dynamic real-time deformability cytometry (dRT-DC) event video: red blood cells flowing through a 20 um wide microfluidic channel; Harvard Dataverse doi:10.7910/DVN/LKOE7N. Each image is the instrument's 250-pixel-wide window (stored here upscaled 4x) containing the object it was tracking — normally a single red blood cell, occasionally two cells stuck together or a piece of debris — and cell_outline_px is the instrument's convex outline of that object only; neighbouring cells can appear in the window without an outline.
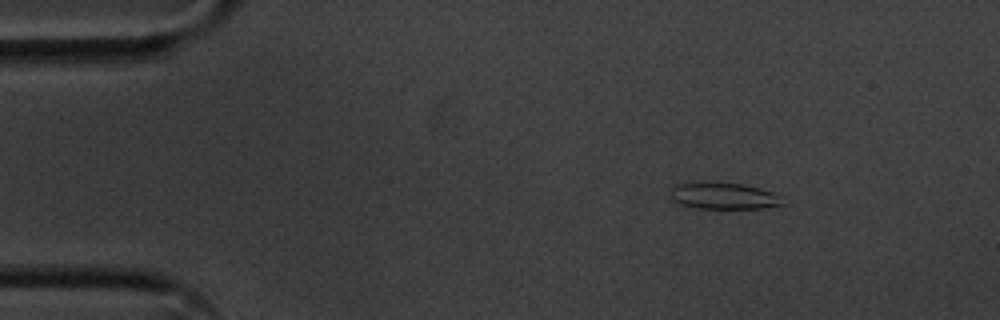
{"species": "common noctule bat (a hibernating species)", "species_latin": "Nyctalus noctula", "temperature_condition": "cold", "stored_images_in_passage": 50, "camera_frame_rate_fps": 3000, "um_per_image_px": 0.085, "animal": {"sex": "male", "body_mass_g": 20.1, "forearm_length_mm": 53.5}, "frame": {"image": 1, "passage_image": 2, "time_ms": 0.333, "image_size_px": [1000, 320], "cell_outline_px": [[784, 204], [764, 208], [696, 208], [680, 204], [672, 200], [672, 188], [676, 184], [740, 184], [760, 188], [772, 192]], "centroid_in_image_um": [61.51, 16.69], "position_along_channel_um": 23.5, "area_um2": 16.47}}
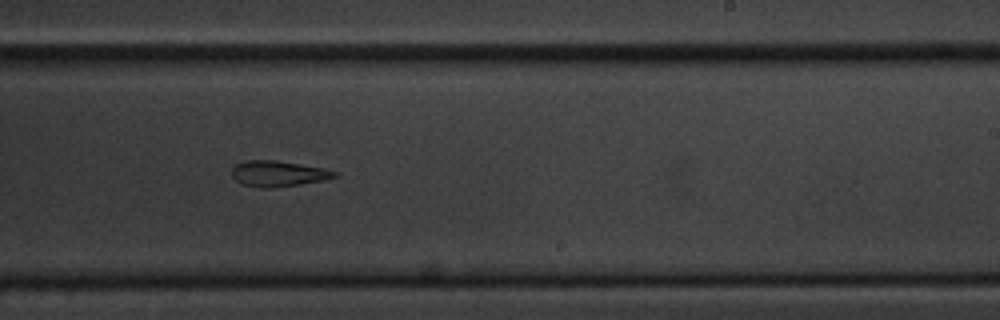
{"frame": {"image": 2, "passage_image": 28, "time_ms": 9.0, "image_size_px": [1000, 320], "cell_outline_px": [[340, 176], [324, 180], [272, 188], [260, 188], [244, 184], [236, 180], [232, 176], [232, 168], [236, 164], [244, 160], [276, 160], [324, 168], [336, 172]], "centroid_in_image_um": [23.64, 14.75], "position_along_channel_um": 265.4, "area_um2": 15.37}}
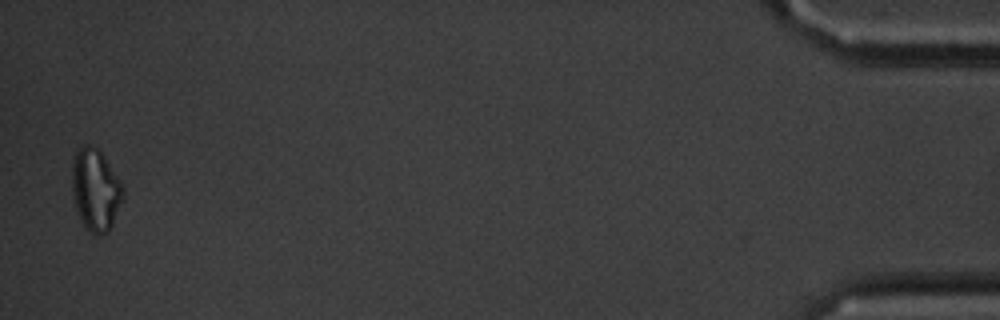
{"frame": {"image": 3, "passage_image": 49, "time_ms": 16.0, "image_size_px": [1000, 320], "cell_outline_px": [[124, 200], [108, 232], [100, 236], [96, 236], [88, 232], [84, 228], [76, 212], [72, 196], [72, 160], [76, 148], [84, 144], [88, 144], [96, 148], [104, 156], [124, 184]], "centroid_in_image_um": [8.12, 16.16], "position_along_channel_um": 427.1, "area_um2": 25.26}, "authors_computed_cell_mechanics": {"area_um2": 16.6175, "velocity_mm_per_s": 3.5786, "shape_relaxation_time_tau1_ms": 9.7647, "shape_relaxation_time_tau2_ms": null, "deformation_change_tau1": 0.2413, "deformation_change_tau2": null}}